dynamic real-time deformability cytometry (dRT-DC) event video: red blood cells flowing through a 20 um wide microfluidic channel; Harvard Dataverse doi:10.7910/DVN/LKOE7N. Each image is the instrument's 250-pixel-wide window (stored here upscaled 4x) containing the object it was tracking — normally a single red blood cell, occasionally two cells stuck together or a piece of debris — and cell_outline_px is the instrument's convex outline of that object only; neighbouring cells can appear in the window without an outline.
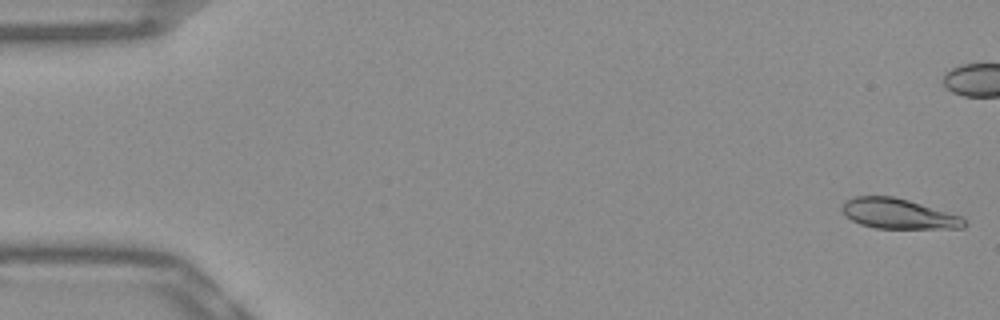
{"species": "Egyptian fruit bat (a non-hibernating species)", "species_latin": "Rousettus aegyptiacus", "temperature_condition": "warm", "stored_images_in_passage": 53, "camera_frame_rate_fps": 3000, "um_per_image_px": 0.085, "frame": {"image": 1, "passage_image": 1, "time_ms": 0.0, "image_size_px": [1000, 320], "cell_outline_px": [[968, 224], [964, 228], [876, 228], [860, 224], [852, 220], [840, 208], [844, 200], [852, 196], [892, 196], [908, 200], [960, 216]], "centroid_in_image_um": [76.32, 18.16], "position_along_channel_um": 8.7, "area_um2": 21.27}}
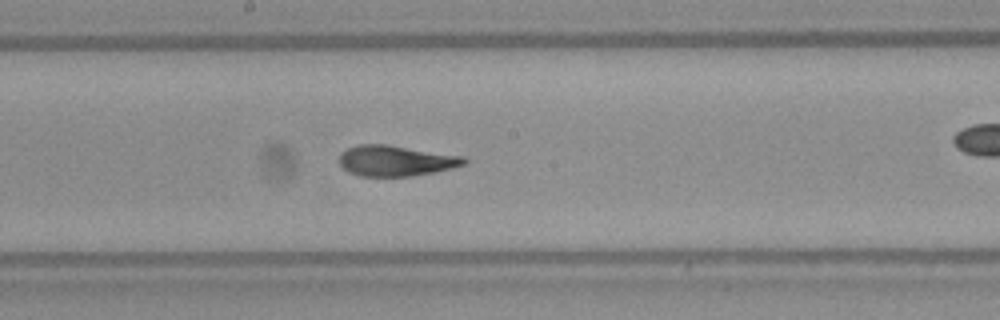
{"frame": {"image": 2, "passage_image": 28, "time_ms": 9.0, "image_size_px": [1000, 320], "cell_outline_px": [[468, 160], [464, 164], [452, 168], [436, 172], [412, 176], [360, 176], [348, 172], [340, 164], [340, 152], [348, 148], [360, 144], [388, 144], [464, 156]], "centroid_in_image_um": [33.65, 13.66], "position_along_channel_um": 214.5, "area_um2": 22.43}}
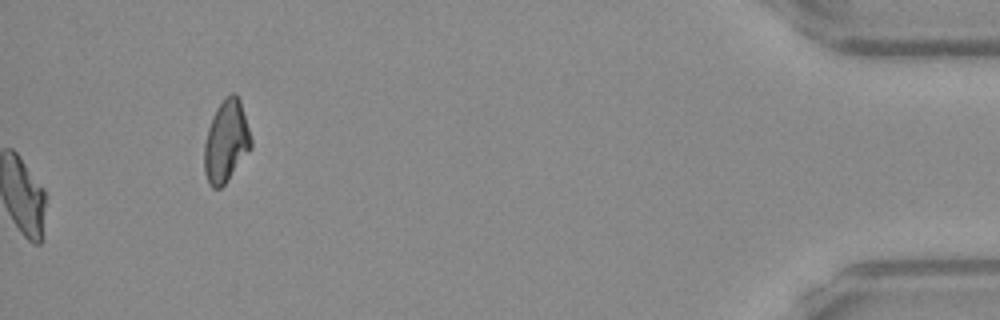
{"frame": {"image": 3, "passage_image": 53, "time_ms": 17.333, "image_size_px": [1000, 320], "cell_outline_px": [[252, 148], [224, 184], [220, 188], [212, 188], [208, 184], [204, 172], [204, 144], [208, 128], [212, 116], [216, 108], [224, 96], [232, 92], [236, 92], [240, 100], [252, 140]], "centroid_in_image_um": [19.21, 11.99], "position_along_channel_um": 416.0, "area_um2": 22.48}, "authors_computed_cell_mechanics": {"area_um2": 22.3686, "velocity_mm_per_s": 3.8606, "shape_relaxation_time_tau1_ms": 6.0097, "shape_relaxation_time_tau2_ms": 1.5543, "deformation_change_tau1": 0.2023, "deformation_change_tau2": 0.0774}}